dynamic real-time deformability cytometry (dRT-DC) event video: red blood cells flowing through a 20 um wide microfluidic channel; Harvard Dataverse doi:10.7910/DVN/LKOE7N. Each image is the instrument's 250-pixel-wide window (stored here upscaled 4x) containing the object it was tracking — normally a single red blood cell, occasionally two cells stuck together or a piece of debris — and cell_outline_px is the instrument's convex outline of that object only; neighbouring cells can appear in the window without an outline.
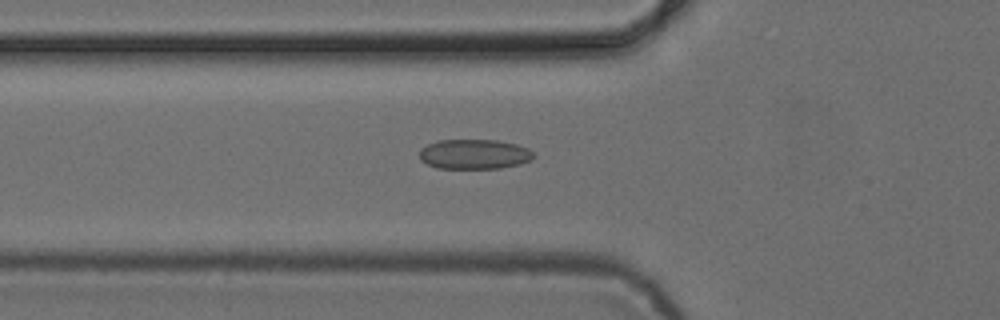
{"species": "common noctule bat (a hibernating species)", "species_latin": "Nyctalus noctula", "temperature_condition": "cold", "stored_images_in_passage": 53, "camera_frame_rate_fps": 3000, "um_per_image_px": 0.085, "animal": {"sex": "female", "body_mass_g": 24.6, "forearm_length_mm": 56.2}, "frame": {"image": 1, "passage_image": 19, "time_ms": 6.0, "image_size_px": [1000, 320], "cell_outline_px": [[536, 156], [532, 160], [520, 164], [500, 168], [436, 168], [420, 160], [420, 148], [436, 140], [496, 140], [516, 144], [528, 148]], "centroid_in_image_um": [40.32, 13.1], "position_along_channel_um": 85.5, "area_um2": 19.94}}
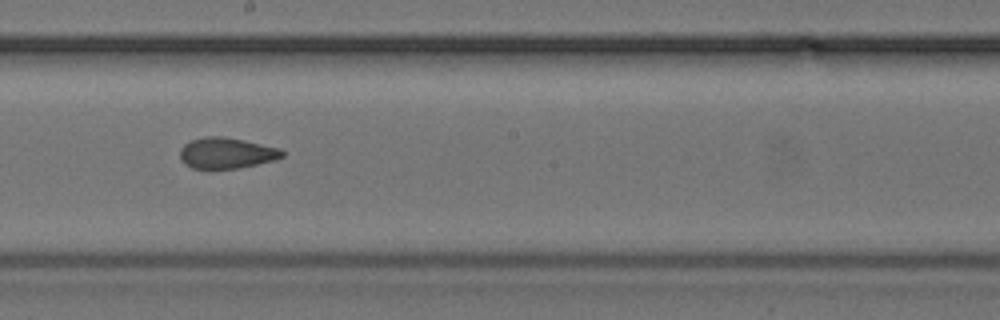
{"frame": {"image": 2, "passage_image": 30, "time_ms": 9.667, "image_size_px": [1000, 320], "cell_outline_px": [[284, 156], [276, 160], [236, 168], [208, 172], [192, 168], [184, 164], [180, 160], [180, 148], [184, 144], [192, 140], [204, 136], [220, 136], [244, 140], [280, 148], [284, 152]], "centroid_in_image_um": [19.2, 13.05], "position_along_channel_um": 229.0, "area_um2": 19.02}}
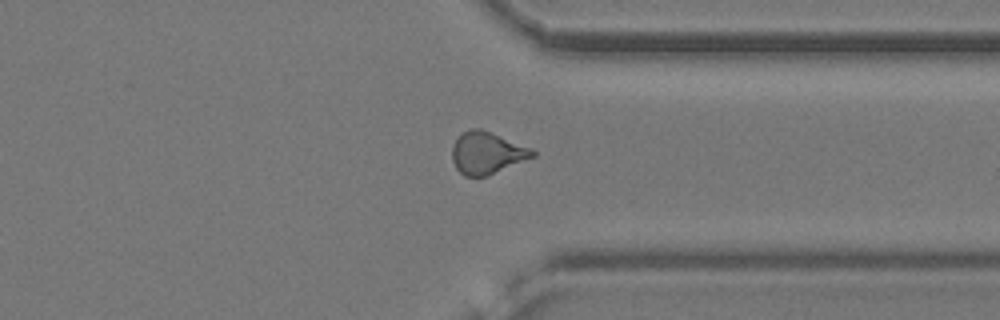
{"frame": {"image": 3, "passage_image": 41, "time_ms": 13.333, "image_size_px": [1000, 320], "cell_outline_px": [[536, 156], [488, 176], [464, 176], [456, 168], [452, 160], [452, 144], [464, 132], [472, 128], [480, 128], [532, 148], [536, 152]], "centroid_in_image_um": [41.4, 13.01], "position_along_channel_um": 370.0, "area_um2": 19.71}, "authors_computed_cell_mechanics": {"area_um2": 19.2474, "velocity_mm_per_s": 3.8876, "shape_relaxation_time_tau1_ms": null, "shape_relaxation_time_tau2_ms": 1.7659, "deformation_change_tau1": null, "deformation_change_tau2": 0.0657}}